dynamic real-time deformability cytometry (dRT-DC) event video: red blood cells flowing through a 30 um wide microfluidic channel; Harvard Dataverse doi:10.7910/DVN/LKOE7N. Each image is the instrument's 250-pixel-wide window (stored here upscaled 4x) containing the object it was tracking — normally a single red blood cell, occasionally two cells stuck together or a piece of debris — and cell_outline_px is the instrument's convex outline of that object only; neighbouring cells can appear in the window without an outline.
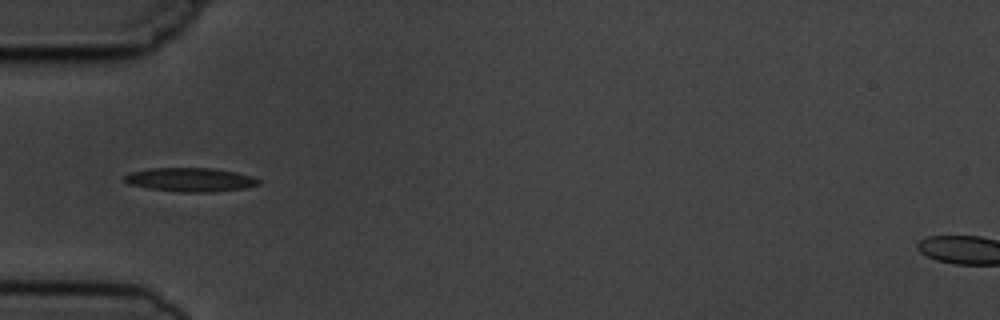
{"species": "common noctule bat (a hibernating species)", "species_latin": "Nyctalus noctula", "temperature_condition": "cold", "stored_images_in_passage": 5, "camera_frame_rate_fps": 3000, "um_per_image_px": 0.085, "animal": {"sex": "male", "body_mass_g": 19.5, "forearm_length_mm": 54.6}, "frame": {"image": 1, "passage_image": 5, "time_ms": 4.667, "image_size_px": [1000, 320], "cell_outline_px": [[260, 184], [244, 188], [212, 192], [180, 192], [148, 188], [128, 184], [124, 180], [124, 176], [128, 172], [148, 168], [216, 168], [236, 172], [252, 176], [260, 180]], "centroid_in_image_um": [16.16, 15.26], "position_along_channel_um": 68.8, "area_um2": 18.79}}